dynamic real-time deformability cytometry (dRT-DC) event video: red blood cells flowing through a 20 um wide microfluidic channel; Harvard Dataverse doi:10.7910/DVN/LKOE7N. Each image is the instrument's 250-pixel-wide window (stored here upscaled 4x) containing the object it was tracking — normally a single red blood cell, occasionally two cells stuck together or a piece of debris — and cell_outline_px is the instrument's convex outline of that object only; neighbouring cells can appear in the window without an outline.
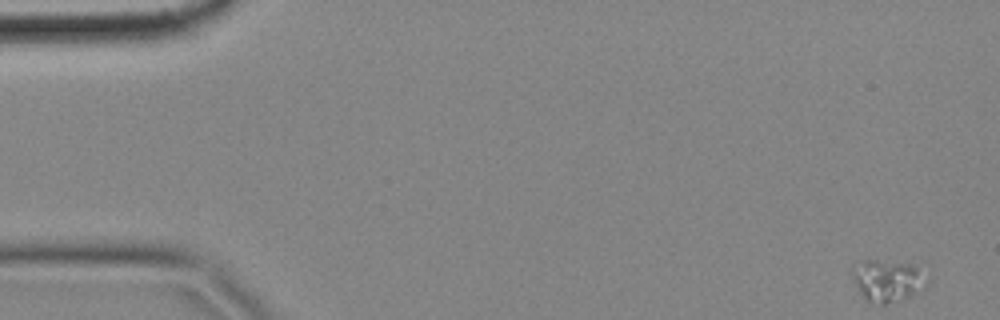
{"species": "common noctule bat (a hibernating species)", "species_latin": "Nyctalus noctula", "temperature_condition": "cold", "stored_images_in_passage": 33, "camera_frame_rate_fps": 3000, "um_per_image_px": 0.085, "animal": {"sex": "female", "body_mass_g": 18.4}, "frame": {"image": 1, "passage_image": 1, "time_ms": 0.0, "image_size_px": [1000, 320], "cell_outline_px": [[916, 292], [908, 296], [884, 304], [868, 304], [860, 292], [852, 276], [852, 264], [860, 260], [876, 260], [912, 264], [916, 268]], "centroid_in_image_um": [75.15, 23.84], "position_along_channel_um": 9.8, "area_um2": 16.76}}